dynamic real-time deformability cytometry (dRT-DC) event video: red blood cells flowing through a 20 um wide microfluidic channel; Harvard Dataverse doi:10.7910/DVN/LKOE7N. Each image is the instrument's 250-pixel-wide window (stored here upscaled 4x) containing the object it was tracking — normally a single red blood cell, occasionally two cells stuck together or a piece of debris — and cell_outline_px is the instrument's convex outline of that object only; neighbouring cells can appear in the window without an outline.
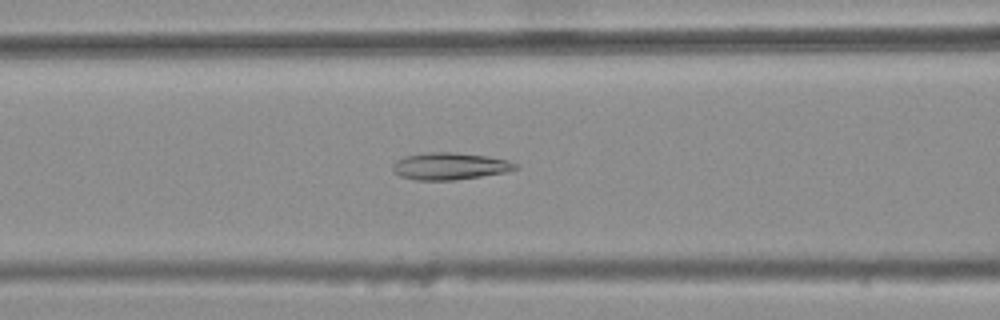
{"species": "common noctule bat (a hibernating species)", "species_latin": "Nyctalus noctula", "temperature_condition": "warm", "stored_images_in_passage": 39, "camera_frame_rate_fps": 3000, "um_per_image_px": 0.085, "animal": {"sex": "female", "body_mass_g": 25.1}, "frame": {"image": 1, "passage_image": 14, "time_ms": 4.333, "image_size_px": [1000, 320], "cell_outline_px": [[520, 168], [504, 172], [456, 180], [416, 180], [400, 176], [392, 172], [392, 168], [396, 160], [404, 156], [428, 152], [452, 152], [488, 156], [508, 160], [520, 164]], "centroid_in_image_um": [38.24, 14.12], "position_along_channel_um": 128.4, "area_um2": 19.48}}
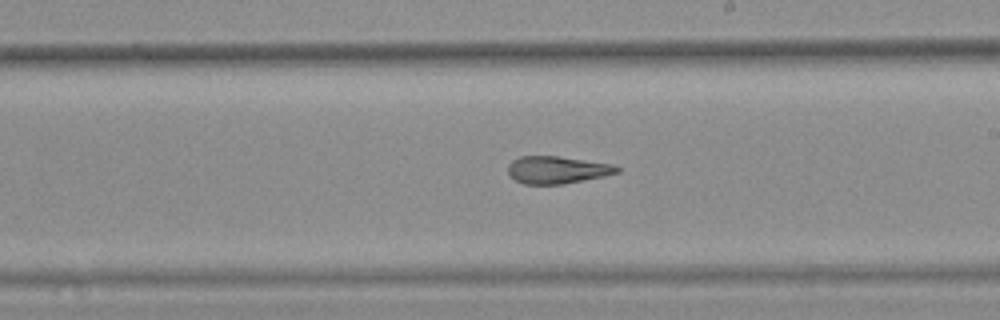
{"frame": {"image": 2, "passage_image": 23, "time_ms": 7.333, "image_size_px": [1000, 320], "cell_outline_px": [[620, 172], [604, 176], [560, 184], [524, 184], [516, 180], [508, 172], [508, 164], [512, 160], [520, 156], [556, 156], [612, 164], [620, 168]], "centroid_in_image_um": [47.34, 14.43], "position_along_channel_um": 241.7, "area_um2": 17.17}}
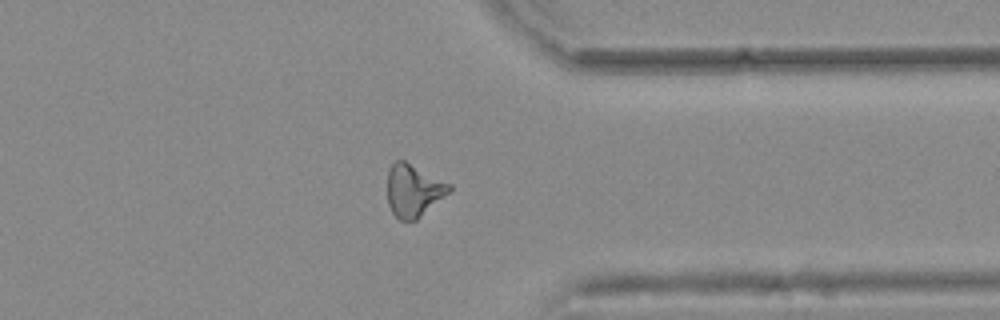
{"frame": {"image": 3, "passage_image": 34, "time_ms": 11.0, "image_size_px": [1000, 320], "cell_outline_px": [[452, 192], [416, 220], [400, 220], [392, 212], [388, 204], [388, 168], [396, 160], [404, 160], [452, 184]], "centroid_in_image_um": [35.18, 16.19], "position_along_channel_um": 376.2, "area_um2": 19.13}, "authors_computed_cell_mechanics": {"area_um2": 18.3226, "velocity_mm_per_s": 3.7925, "shape_relaxation_time_tau1_ms": null, "shape_relaxation_time_tau2_ms": 4.8852, "deformation_change_tau1": null, "deformation_change_tau2": 0.152}}